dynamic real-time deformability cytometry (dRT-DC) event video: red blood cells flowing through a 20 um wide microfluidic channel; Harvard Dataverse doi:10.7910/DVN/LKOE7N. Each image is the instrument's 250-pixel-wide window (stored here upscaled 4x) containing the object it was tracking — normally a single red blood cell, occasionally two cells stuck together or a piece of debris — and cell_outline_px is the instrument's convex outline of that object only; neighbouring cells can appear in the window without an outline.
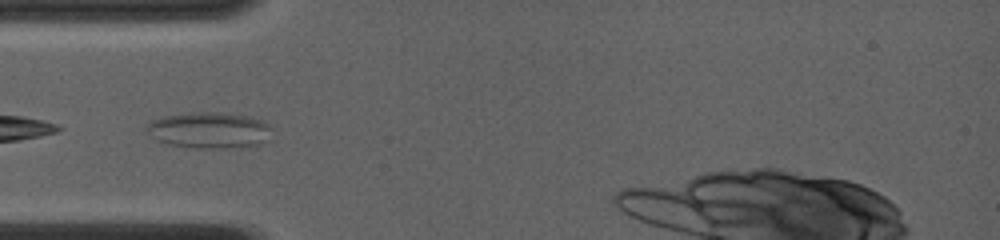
{"species": "common noctule bat (a hibernating species)", "species_latin": "Nyctalus noctula", "temperature_condition": "room temperature", "stored_images_in_passage": 7, "camera_frame_rate_fps": 4000, "um_per_image_px": 0.085, "animal": {"sex": "female", "body_mass_g": 19.0, "forearm_length_mm": 56.7}, "frame": {"image": 1, "passage_image": 3, "time_ms": 0.25, "image_size_px": [1000, 240], "cell_outline_px": [[268, 128], [260, 144], [220, 148], [192, 148], [168, 144], [156, 140], [144, 128], [148, 120], [160, 116], [192, 112], [216, 112], [248, 116], [260, 120], [268, 124]], "centroid_in_image_um": [17.61, 11.05], "position_along_channel_um": 67.4, "area_um2": 26.01}}